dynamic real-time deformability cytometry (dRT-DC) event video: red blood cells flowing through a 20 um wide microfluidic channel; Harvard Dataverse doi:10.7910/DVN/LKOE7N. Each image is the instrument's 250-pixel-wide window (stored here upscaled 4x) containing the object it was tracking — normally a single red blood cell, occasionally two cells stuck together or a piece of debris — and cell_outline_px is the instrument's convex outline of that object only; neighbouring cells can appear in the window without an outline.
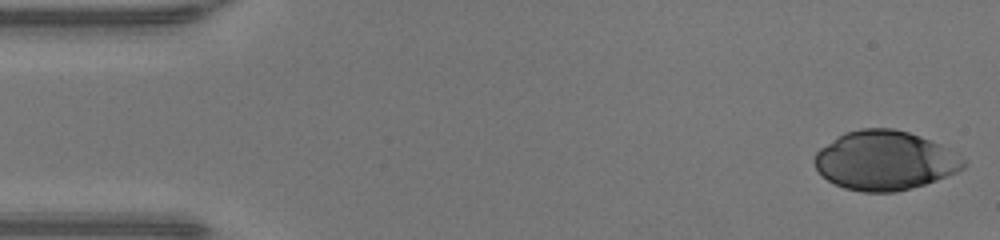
{"species": "human", "species_latin": "Homo sapiens", "temperature_condition": "warm", "stored_images_in_passage": 13, "camera_frame_rate_fps": 3000, "um_per_image_px": 0.085, "donor": {"sex": "male"}, "frame": {"image": 1, "passage_image": 1, "time_ms": 0.0, "image_size_px": [1000, 240], "cell_outline_px": [[964, 168], [956, 172], [936, 180], [924, 184], [896, 192], [864, 192], [844, 188], [820, 176], [812, 160], [816, 152], [820, 148], [844, 132], [860, 128], [892, 128], [908, 132], [920, 136], [940, 144], [948, 148], [964, 160]], "centroid_in_image_um": [75.16, 13.64], "position_along_channel_um": 9.8, "area_um2": 51.33}}
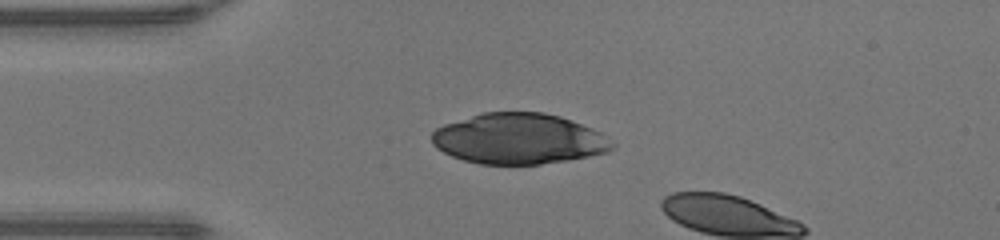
{"frame": {"image": 2, "passage_image": 11, "time_ms": 3.333, "image_size_px": [1000, 240], "cell_outline_px": [[616, 148], [608, 152], [588, 156], [540, 164], [480, 164], [464, 160], [452, 156], [436, 148], [432, 144], [432, 132], [436, 128], [444, 124], [484, 112], [544, 112], [560, 116], [592, 128], [600, 132], [616, 144]], "centroid_in_image_um": [44.1, 11.79], "position_along_channel_um": 40.9, "area_um2": 53.18}}